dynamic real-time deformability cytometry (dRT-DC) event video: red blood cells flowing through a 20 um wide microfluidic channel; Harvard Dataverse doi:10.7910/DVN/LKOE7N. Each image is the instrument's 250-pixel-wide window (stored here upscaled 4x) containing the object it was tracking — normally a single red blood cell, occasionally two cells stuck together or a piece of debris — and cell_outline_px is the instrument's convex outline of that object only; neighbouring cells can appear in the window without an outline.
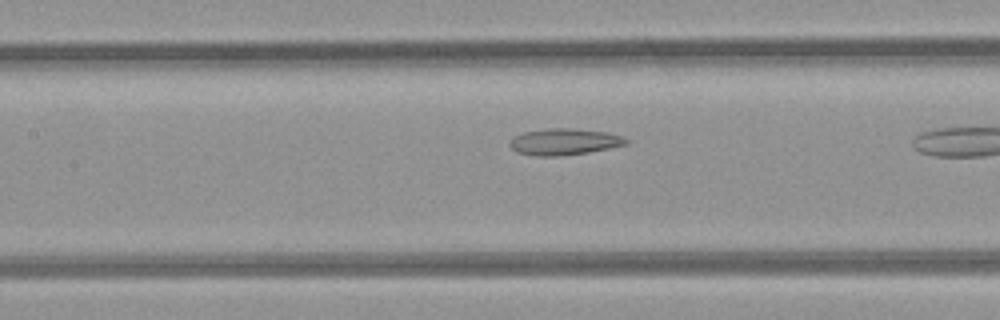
{"species": "common noctule bat (a hibernating species)", "species_latin": "Nyctalus noctula", "temperature_condition": "room temperature", "stored_images_in_passage": 11, "camera_frame_rate_fps": 3000, "um_per_image_px": 0.085, "animal": {"sex": "female", "body_mass_g": 21.9}, "frame": {"image": 1, "passage_image": 7, "time_ms": 2.0, "image_size_px": [1000, 320], "cell_outline_px": [[628, 144], [588, 152], [560, 156], [536, 156], [516, 152], [508, 144], [516, 136], [524, 132], [548, 128], [572, 128], [608, 132], [620, 136], [628, 140]], "centroid_in_image_um": [47.95, 12.05], "position_along_channel_um": 159.4, "area_um2": 17.8}}
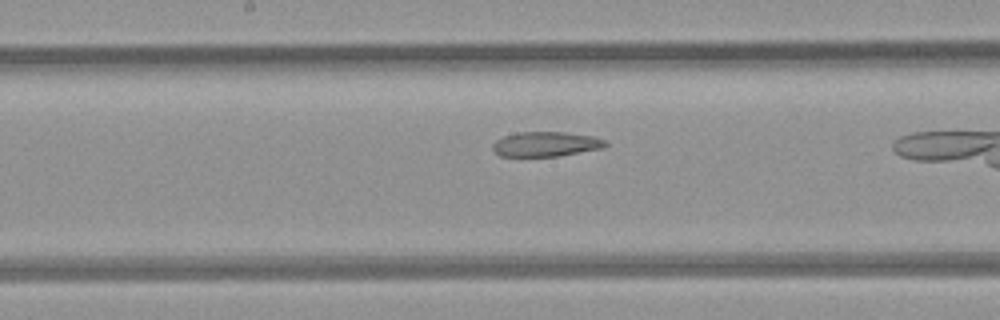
{"frame": {"image": 2, "passage_image": 10, "time_ms": 3.0, "image_size_px": [1000, 320], "cell_outline_px": [[608, 144], [604, 148], [556, 156], [500, 156], [492, 148], [492, 144], [496, 140], [504, 136], [516, 132], [564, 132], [592, 136], [604, 140]], "centroid_in_image_um": [46.38, 12.24], "position_along_channel_um": 201.8, "area_um2": 16.18}}